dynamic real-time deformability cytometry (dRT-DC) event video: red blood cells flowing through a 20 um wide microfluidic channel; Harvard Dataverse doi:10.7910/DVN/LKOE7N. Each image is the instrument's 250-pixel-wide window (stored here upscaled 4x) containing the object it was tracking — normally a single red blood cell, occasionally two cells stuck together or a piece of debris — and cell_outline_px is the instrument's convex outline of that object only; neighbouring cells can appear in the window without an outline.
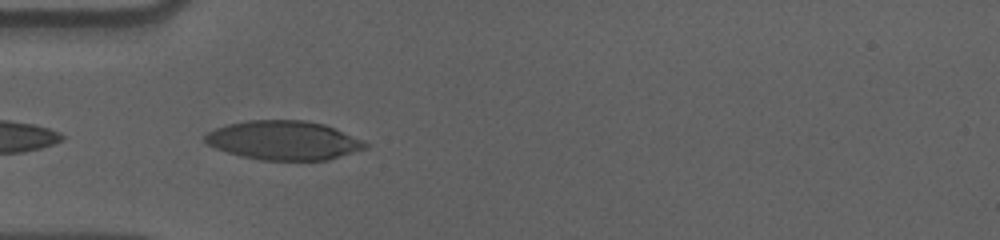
{"species": "human", "species_latin": "Homo sapiens", "temperature_condition": "cold", "stored_images_in_passage": 9, "camera_frame_rate_fps": 3000, "um_per_image_px": 0.085, "donor": {"sex": "male"}, "frame": {"image": 1, "passage_image": 2, "time_ms": 0.333, "image_size_px": [1000, 240], "cell_outline_px": [[368, 148], [328, 160], [260, 160], [240, 156], [216, 148], [208, 144], [204, 140], [204, 136], [208, 132], [216, 128], [228, 124], [248, 120], [304, 120], [324, 124], [364, 140], [368, 144]], "centroid_in_image_um": [24.13, 11.93], "position_along_channel_um": 60.9, "area_um2": 36.47}}
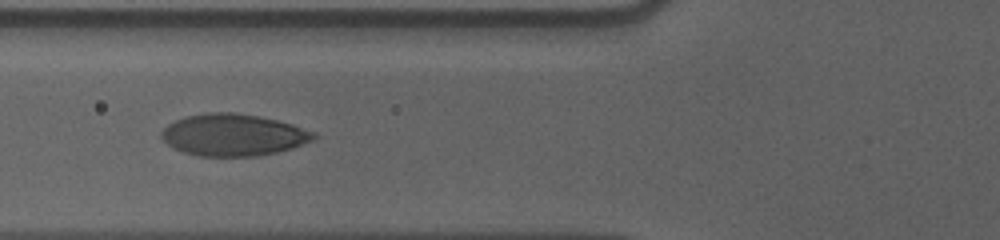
{"frame": {"image": 2, "passage_image": 6, "time_ms": 1.667, "image_size_px": [1000, 240], "cell_outline_px": [[320, 136], [312, 140], [292, 148], [260, 156], [200, 156], [184, 152], [172, 148], [160, 136], [160, 132], [168, 124], [184, 116], [204, 112], [236, 112], [260, 116], [292, 124], [316, 132]], "centroid_in_image_um": [19.83, 11.46], "position_along_channel_um": 106.0, "area_um2": 37.45}}